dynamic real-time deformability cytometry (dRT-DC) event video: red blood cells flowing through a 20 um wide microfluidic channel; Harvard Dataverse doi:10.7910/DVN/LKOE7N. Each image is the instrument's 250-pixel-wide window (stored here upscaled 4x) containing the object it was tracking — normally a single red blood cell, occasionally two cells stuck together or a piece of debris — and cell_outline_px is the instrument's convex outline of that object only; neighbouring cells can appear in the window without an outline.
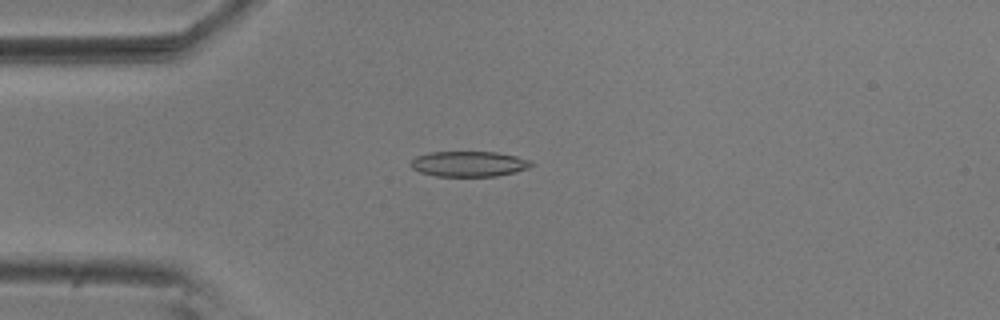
{"species": "common noctule bat (a hibernating species)", "species_latin": "Nyctalus noctula", "temperature_condition": "room temperature", "stored_images_in_passage": 17, "camera_frame_rate_fps": 3000, "um_per_image_px": 0.085, "animal": {"sex": "male", "body_mass_g": 20.5, "forearm_length_mm": 52.5}, "frame": {"image": 1, "passage_image": 10, "time_ms": 3.0, "image_size_px": [1000, 320], "cell_outline_px": [[536, 164], [528, 168], [516, 172], [496, 176], [436, 176], [420, 172], [412, 168], [412, 160], [416, 156], [432, 152], [496, 152], [516, 156], [532, 160]], "centroid_in_image_um": [39.92, 13.93], "position_along_channel_um": 45.1, "area_um2": 17.86}}
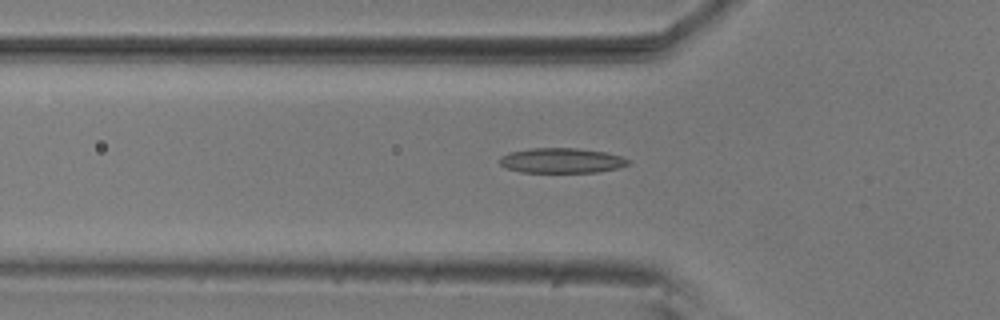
{"frame": {"image": 2, "passage_image": 14, "time_ms": 4.333, "image_size_px": [1000, 320], "cell_outline_px": [[632, 160], [628, 164], [620, 168], [596, 172], [520, 172], [508, 168], [500, 164], [500, 156], [508, 152], [528, 148], [576, 148], [604, 152], [620, 156]], "centroid_in_image_um": [47.73, 13.64], "position_along_channel_um": 78.1, "area_um2": 18.79}}